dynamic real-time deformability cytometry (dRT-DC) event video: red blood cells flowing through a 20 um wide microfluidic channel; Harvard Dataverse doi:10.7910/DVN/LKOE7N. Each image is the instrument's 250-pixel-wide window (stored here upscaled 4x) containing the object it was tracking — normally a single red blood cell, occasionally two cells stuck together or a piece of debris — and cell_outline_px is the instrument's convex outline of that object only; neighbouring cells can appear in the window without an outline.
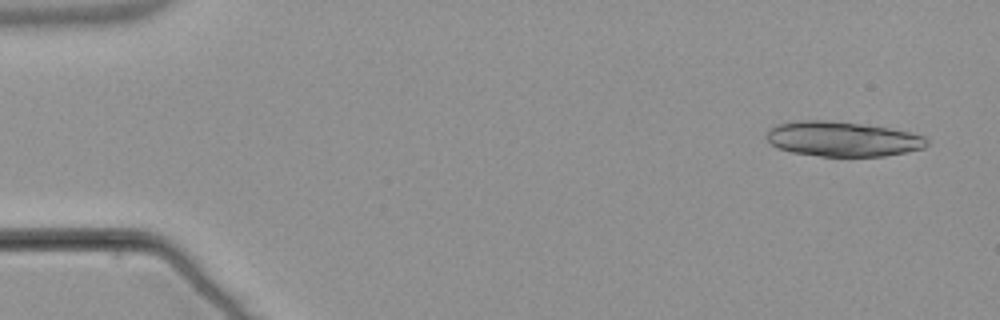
{"species": "common noctule bat (a hibernating species)", "species_latin": "Nyctalus noctula", "temperature_condition": "warm", "stored_images_in_passage": 23, "camera_frame_rate_fps": 3000, "um_per_image_px": 0.085, "animal": {"sex": "male", "body_mass_g": 21.5, "forearm_length_mm": 52.0}, "frame": {"image": 1, "passage_image": 3, "time_ms": 0.667, "image_size_px": [1000, 320], "cell_outline_px": [[928, 144], [924, 148], [884, 156], [820, 156], [792, 152], [780, 148], [772, 144], [764, 136], [776, 124], [800, 120], [828, 120], [860, 124], [888, 128], [908, 132], [924, 136], [928, 140]], "centroid_in_image_um": [71.61, 11.81], "position_along_channel_um": 13.4, "area_um2": 32.31}}